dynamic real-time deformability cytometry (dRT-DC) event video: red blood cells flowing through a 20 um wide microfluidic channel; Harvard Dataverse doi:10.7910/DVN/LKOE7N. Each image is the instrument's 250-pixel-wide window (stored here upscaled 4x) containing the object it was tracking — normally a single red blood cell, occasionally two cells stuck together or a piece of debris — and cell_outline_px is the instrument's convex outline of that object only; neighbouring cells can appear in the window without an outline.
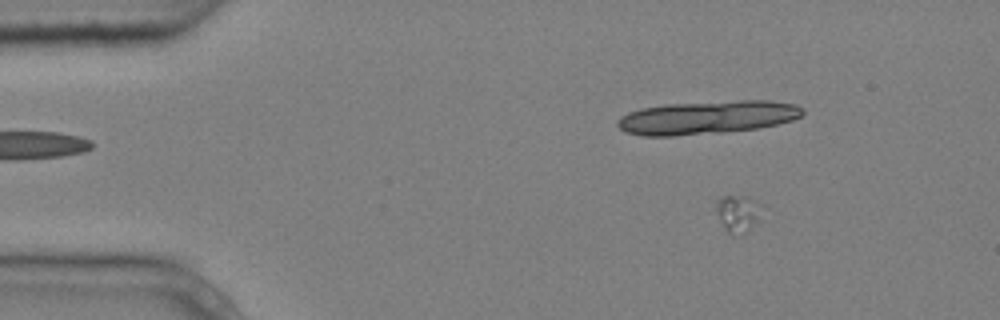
{"species": "common noctule bat (a hibernating species)", "species_latin": "Nyctalus noctula", "temperature_condition": "cold", "stored_images_in_passage": 5, "segment_of_instrument_passage": [1, 2], "camera_frame_rate_fps": 3000, "um_per_image_px": 0.085, "animal": {"sex": "male", "body_mass_g": 20.4}, "frame": {"image": 1, "passage_image": 2, "time_ms": 0.333, "image_size_px": [1000, 320], "cell_outline_px": [[764, 204], [760, 220], [748, 232], [732, 236], [724, 228], [716, 212], [716, 200], [724, 196], [748, 196]], "centroid_in_image_um": [62.79, 18.14], "position_along_channel_um": 22.2, "area_um2": 10.35}}